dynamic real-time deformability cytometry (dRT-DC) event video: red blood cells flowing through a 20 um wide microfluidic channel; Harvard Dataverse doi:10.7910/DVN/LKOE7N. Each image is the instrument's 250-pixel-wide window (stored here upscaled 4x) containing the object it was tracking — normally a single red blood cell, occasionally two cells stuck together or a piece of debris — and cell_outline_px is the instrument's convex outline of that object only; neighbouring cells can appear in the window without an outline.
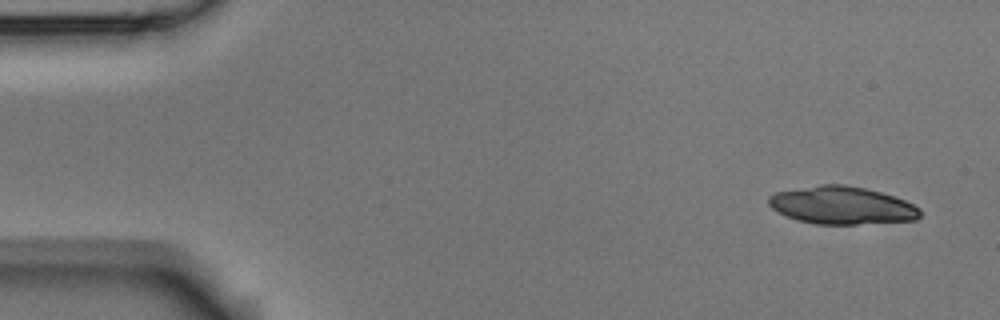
{"species": "Egyptian fruit bat (a non-hibernating species)", "species_latin": "Rousettus aegyptiacus", "temperature_condition": "room temperature", "stored_images_in_passage": 6, "camera_frame_rate_fps": 3000, "um_per_image_px": 0.085, "animal": {"sex": "male"}, "frame": {"image": 1, "passage_image": 1, "time_ms": 0.0, "image_size_px": [1000, 320], "cell_outline_px": [[920, 216], [916, 220], [856, 224], [816, 224], [796, 220], [772, 208], [768, 204], [768, 196], [776, 192], [820, 184], [844, 184], [864, 188], [880, 192], [904, 200], [920, 208]], "centroid_in_image_um": [71.55, 17.45], "position_along_channel_um": 13.5, "area_um2": 33.12}}
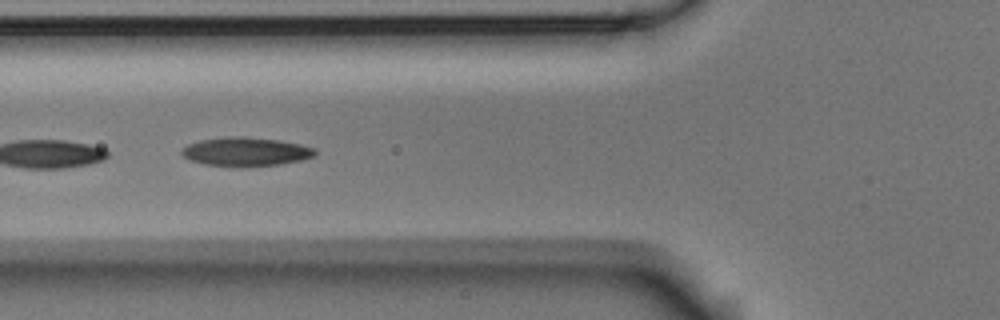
{"frame": {"image": 2, "passage_image": 6, "time_ms": 1.667, "image_size_px": [1000, 320], "cell_outline_px": [[316, 152], [312, 156], [300, 160], [280, 164], [240, 168], [204, 164], [192, 160], [184, 156], [180, 152], [188, 144], [200, 140], [228, 136], [244, 136], [280, 140], [300, 144], [316, 148]], "centroid_in_image_um": [20.89, 12.9], "position_along_channel_um": 104.9, "area_um2": 22.54}}